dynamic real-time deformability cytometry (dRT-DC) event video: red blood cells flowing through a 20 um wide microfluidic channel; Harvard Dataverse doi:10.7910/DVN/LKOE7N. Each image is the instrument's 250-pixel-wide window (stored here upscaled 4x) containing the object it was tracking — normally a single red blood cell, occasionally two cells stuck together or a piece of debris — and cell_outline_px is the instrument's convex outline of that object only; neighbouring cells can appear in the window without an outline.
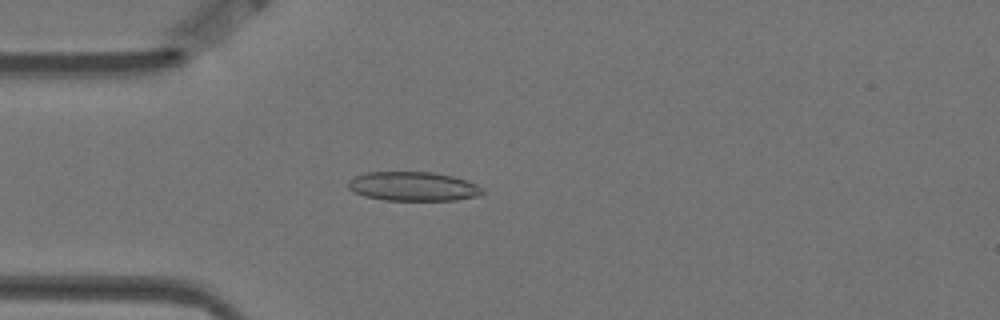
{"species": "Egyptian fruit bat (a non-hibernating species)", "species_latin": "Rousettus aegyptiacus", "temperature_condition": "warm", "stored_images_in_passage": 4, "camera_frame_rate_fps": 3000, "um_per_image_px": 0.085, "animal": {"sex": "female"}, "frame": {"image": 1, "passage_image": 4, "time_ms": 1.0, "image_size_px": [1000, 320], "cell_outline_px": [[484, 192], [476, 196], [456, 200], [384, 200], [364, 196], [352, 192], [348, 188], [348, 180], [356, 176], [368, 172], [432, 172], [452, 176], [468, 180], [484, 188]], "centroid_in_image_um": [35.11, 15.84], "position_along_channel_um": 49.9, "area_um2": 22.89}}